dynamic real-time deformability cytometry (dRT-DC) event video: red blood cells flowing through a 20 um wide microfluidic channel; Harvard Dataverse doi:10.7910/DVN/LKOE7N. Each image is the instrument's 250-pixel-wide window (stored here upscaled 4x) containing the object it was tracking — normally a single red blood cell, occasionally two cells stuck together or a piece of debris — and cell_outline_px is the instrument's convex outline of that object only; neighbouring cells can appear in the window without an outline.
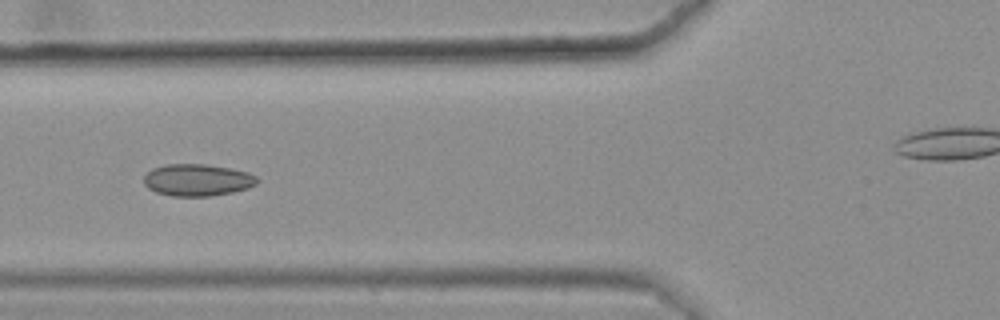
{"species": "common noctule bat (a hibernating species)", "species_latin": "Nyctalus noctula", "temperature_condition": "warm", "stored_images_in_passage": 33, "camera_frame_rate_fps": 3000, "um_per_image_px": 0.085, "animal": {"sex": "female", "body_mass_g": 25.1}, "frame": {"image": 1, "passage_image": 10, "time_ms": 3.0, "image_size_px": [1000, 320], "cell_outline_px": [[260, 180], [256, 184], [248, 188], [232, 192], [212, 196], [172, 196], [156, 192], [148, 188], [144, 184], [144, 176], [152, 168], [164, 164], [208, 164], [248, 172], [256, 176]], "centroid_in_image_um": [16.77, 15.3], "position_along_channel_um": 109.0, "area_um2": 21.21}, "authors_computed_cell_mechanics": {"area_um2": 20.4034, "velocity_mm_per_s": 3.6345, "shape_relaxation_time_tau1_ms": 0.5443, "shape_relaxation_time_tau2_ms": 4.2103, "deformation_change_tau1": 0.0125, "deformation_change_tau2": 0.0889}}